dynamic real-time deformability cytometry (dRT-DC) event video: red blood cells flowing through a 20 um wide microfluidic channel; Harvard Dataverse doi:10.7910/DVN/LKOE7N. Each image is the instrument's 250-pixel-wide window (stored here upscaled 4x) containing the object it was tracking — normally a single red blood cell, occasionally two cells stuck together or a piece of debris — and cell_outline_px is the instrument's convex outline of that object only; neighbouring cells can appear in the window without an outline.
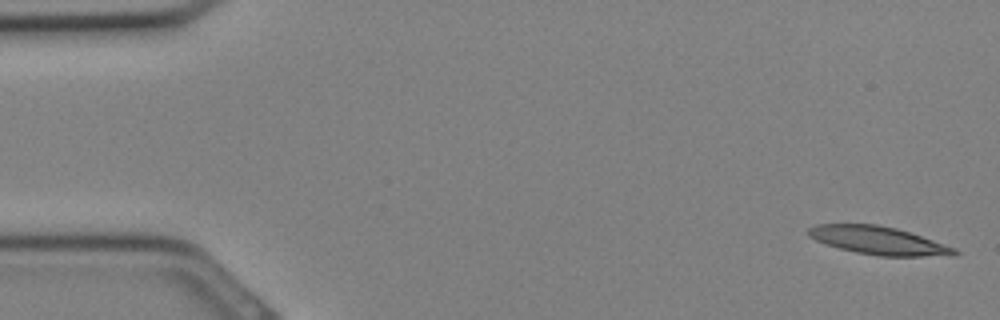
{"species": "Egyptian fruit bat (a non-hibernating species)", "species_latin": "Rousettus aegyptiacus", "temperature_condition": "cold", "stored_images_in_passage": 23, "camera_frame_rate_fps": 3000, "um_per_image_px": 0.085, "animal": {"sex": "female"}, "frame": {"image": 1, "passage_image": 1, "time_ms": 0.0, "image_size_px": [1000, 320], "cell_outline_px": [[960, 252], [956, 256], [880, 256], [856, 252], [840, 248], [816, 240], [808, 236], [808, 228], [816, 224], [876, 224], [896, 228], [956, 248]], "centroid_in_image_um": [74.69, 20.45], "position_along_channel_um": 10.3, "area_um2": 23.7}}
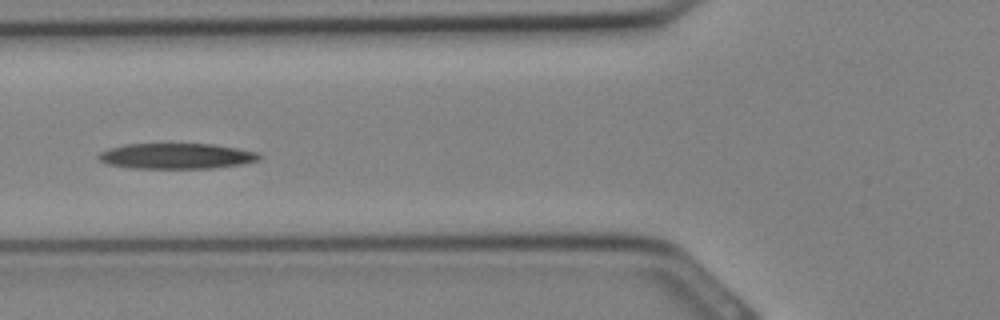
{"frame": {"image": 2, "passage_image": 12, "time_ms": 3.667, "image_size_px": [1000, 320], "cell_outline_px": [[260, 160], [240, 164], [212, 168], [132, 168], [108, 164], [100, 160], [96, 156], [100, 152], [108, 148], [124, 144], [212, 144], [236, 148], [256, 152], [260, 156]], "centroid_in_image_um": [14.95, 13.26], "position_along_channel_um": 110.9, "area_um2": 23.81}}
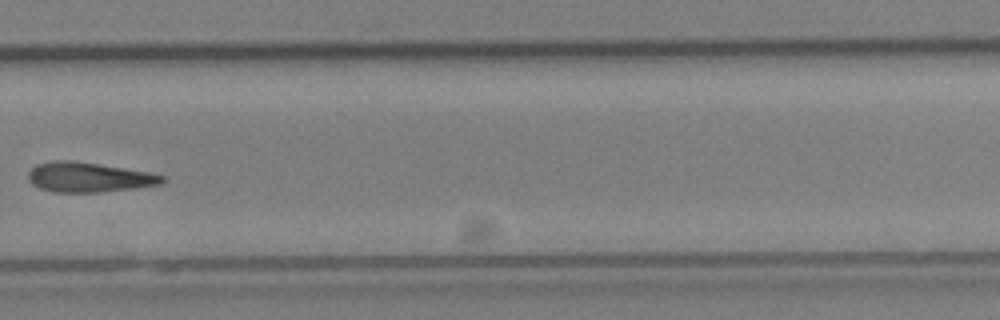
{"frame": {"image": 3, "passage_image": 22, "time_ms": 7.0, "image_size_px": [1000, 320], "cell_outline_px": [[164, 180], [160, 184], [136, 188], [100, 192], [52, 192], [40, 188], [32, 184], [28, 180], [28, 172], [36, 164], [56, 160], [76, 160], [148, 172], [164, 176]], "centroid_in_image_um": [7.5, 15.06], "position_along_channel_um": 322.3, "area_um2": 23.29}}